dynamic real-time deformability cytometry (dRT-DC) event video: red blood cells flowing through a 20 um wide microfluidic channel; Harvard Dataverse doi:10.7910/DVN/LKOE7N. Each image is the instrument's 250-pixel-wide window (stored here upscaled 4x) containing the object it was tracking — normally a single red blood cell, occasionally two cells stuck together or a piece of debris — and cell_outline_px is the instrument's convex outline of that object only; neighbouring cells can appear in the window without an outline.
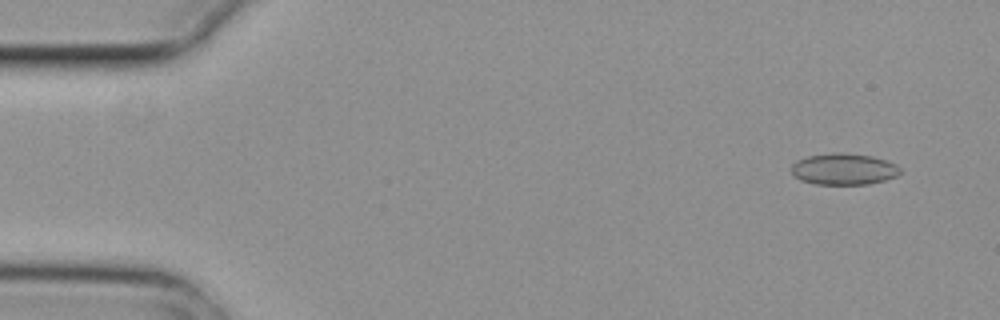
{"species": "common noctule bat (a hibernating species)", "species_latin": "Nyctalus noctula", "temperature_condition": "cold", "stored_images_in_passage": 5, "camera_frame_rate_fps": 3000, "um_per_image_px": 0.085, "animal": {"sex": "female", "body_mass_g": 29.2, "forearm_length_mm": 56.3}, "frame": {"image": 1, "passage_image": 1, "time_ms": 0.0, "image_size_px": [1000, 320], "cell_outline_px": [[900, 172], [896, 176], [884, 180], [868, 184], [816, 184], [800, 180], [792, 176], [792, 164], [796, 160], [808, 156], [836, 152], [840, 152], [872, 156], [888, 160], [896, 164], [900, 168]], "centroid_in_image_um": [71.71, 14.37], "position_along_channel_um": 13.3, "area_um2": 20.0}}
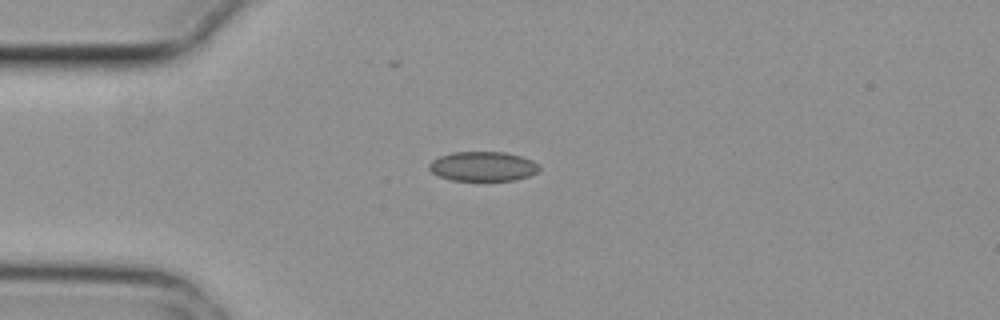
{"frame": {"image": 2, "passage_image": 3, "time_ms": 0.667, "image_size_px": [1000, 320], "cell_outline_px": [[540, 168], [536, 172], [528, 176], [516, 180], [452, 180], [440, 176], [432, 172], [428, 168], [428, 164], [432, 160], [440, 156], [452, 152], [504, 152], [520, 156], [532, 160], [540, 164]], "centroid_in_image_um": [41.05, 14.13], "position_along_channel_um": 44.0, "area_um2": 18.9}}